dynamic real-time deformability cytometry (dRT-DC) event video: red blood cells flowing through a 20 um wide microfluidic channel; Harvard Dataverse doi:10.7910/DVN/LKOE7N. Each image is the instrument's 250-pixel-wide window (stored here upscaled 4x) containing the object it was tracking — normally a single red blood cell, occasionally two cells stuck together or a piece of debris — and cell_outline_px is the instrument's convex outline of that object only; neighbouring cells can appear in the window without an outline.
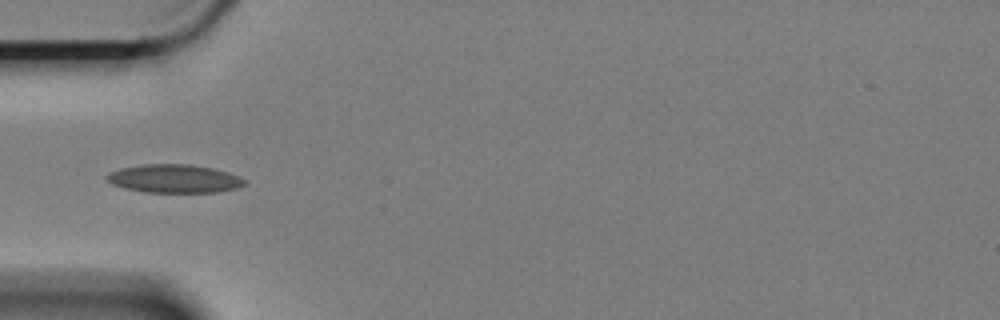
{"species": "Egyptian fruit bat (a non-hibernating species)", "species_latin": "Rousettus aegyptiacus", "temperature_condition": "cold", "stored_images_in_passage": 13, "camera_frame_rate_fps": 3000, "um_per_image_px": 0.085, "animal": {"sex": "female"}, "frame": {"image": 1, "passage_image": 3, "time_ms": 0.667, "image_size_px": [1000, 320], "cell_outline_px": [[244, 184], [236, 188], [216, 192], [144, 192], [124, 188], [112, 184], [104, 176], [120, 168], [144, 164], [188, 164], [212, 168], [228, 172], [240, 176], [244, 180]], "centroid_in_image_um": [14.79, 15.18], "position_along_channel_um": 70.2, "area_um2": 22.6}}
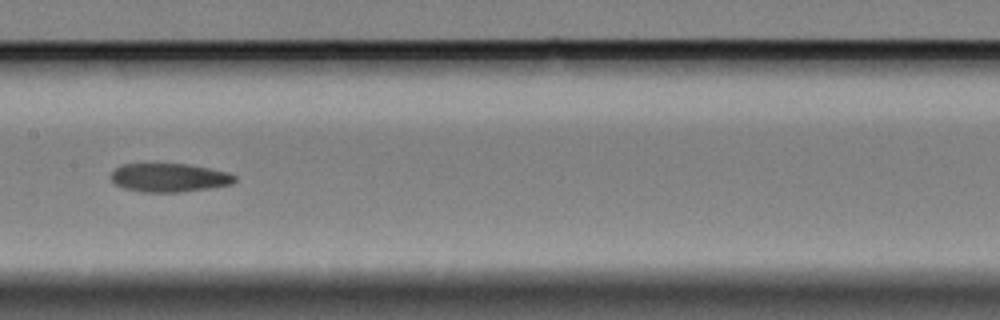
{"frame": {"image": 2, "passage_image": 6, "time_ms": 1.667, "image_size_px": [1000, 320], "cell_outline_px": [[236, 180], [232, 184], [208, 188], [180, 192], [140, 192], [124, 188], [116, 184], [112, 180], [112, 172], [120, 164], [188, 164], [208, 168], [224, 172], [236, 176]], "centroid_in_image_um": [14.36, 15.1], "position_along_channel_um": 193.0, "area_um2": 20.4}}
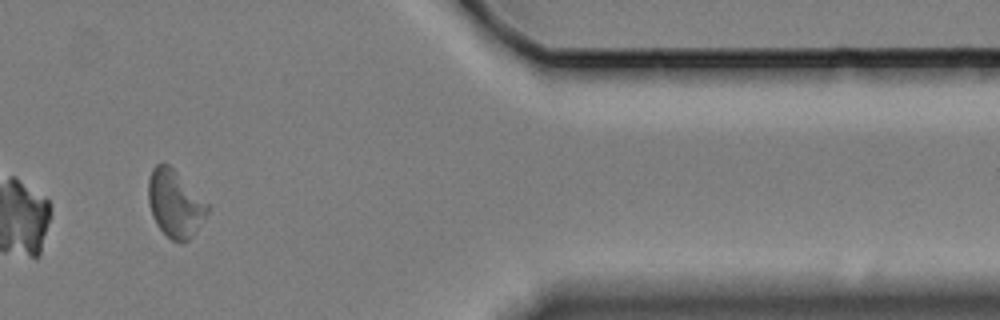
{"frame": {"image": 3, "passage_image": 12, "time_ms": 3.667, "image_size_px": [1000, 320], "cell_outline_px": [[208, 212], [192, 236], [188, 240], [172, 240], [156, 224], [152, 216], [148, 204], [148, 180], [152, 168], [156, 164], [168, 164], [208, 204]], "centroid_in_image_um": [14.84, 17.29], "position_along_channel_um": 396.6, "area_um2": 22.54}}